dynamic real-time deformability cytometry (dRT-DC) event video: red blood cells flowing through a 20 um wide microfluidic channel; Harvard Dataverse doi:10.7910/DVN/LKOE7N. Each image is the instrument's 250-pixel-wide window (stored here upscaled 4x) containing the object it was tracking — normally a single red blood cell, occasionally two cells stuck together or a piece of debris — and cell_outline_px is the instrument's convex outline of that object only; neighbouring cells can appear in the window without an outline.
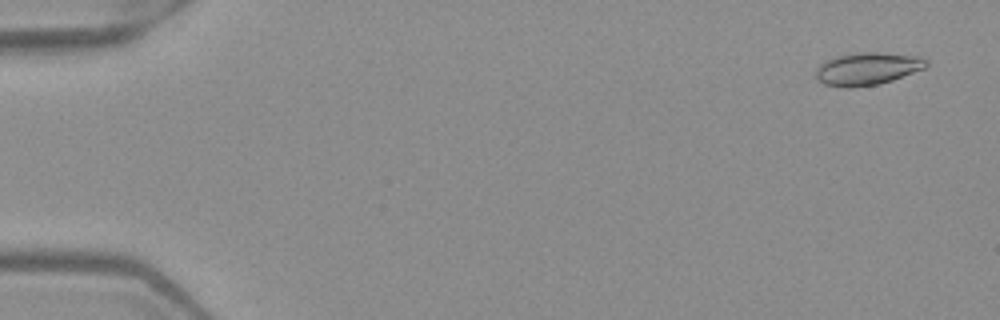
{"species": "Egyptian fruit bat (a non-hibernating species)", "species_latin": "Rousettus aegyptiacus", "temperature_condition": "warm", "stored_images_in_passage": 52, "camera_frame_rate_fps": 3000, "um_per_image_px": 0.085, "frame": {"image": 1, "passage_image": 3, "time_ms": 0.667, "image_size_px": [1000, 320], "cell_outline_px": [[928, 64], [924, 68], [892, 80], [880, 84], [852, 88], [844, 88], [824, 84], [816, 80], [816, 68], [824, 60], [836, 56], [860, 52], [880, 52], [920, 56], [928, 60]], "centroid_in_image_um": [73.7, 5.84], "position_along_channel_um": 11.3, "area_um2": 21.21}}
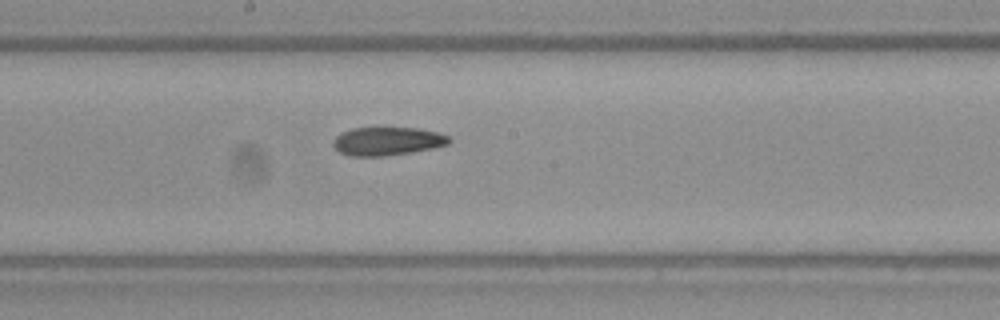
{"frame": {"image": 2, "passage_image": 29, "time_ms": 9.333, "image_size_px": [1000, 320], "cell_outline_px": [[452, 140], [448, 144], [432, 148], [412, 152], [384, 156], [348, 156], [340, 152], [332, 144], [332, 140], [340, 132], [352, 128], [416, 128], [436, 132], [448, 136]], "centroid_in_image_um": [32.88, 12.0], "position_along_channel_um": 215.3, "area_um2": 19.13}}
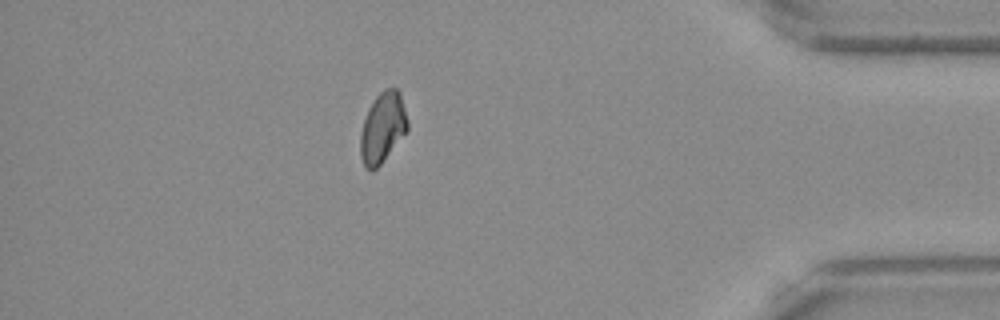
{"frame": {"image": 3, "passage_image": 46, "time_ms": 15.0, "image_size_px": [1000, 320], "cell_outline_px": [[408, 132], [380, 164], [372, 172], [364, 168], [360, 156], [360, 132], [368, 108], [376, 96], [380, 92], [388, 88], [396, 88], [400, 92], [408, 120]], "centroid_in_image_um": [32.52, 10.87], "position_along_channel_um": 402.7, "area_um2": 19.59}, "authors_computed_cell_mechanics": {"area_um2": 19.5942, "velocity_mm_per_s": 3.9933, "shape_relaxation_time_tau1_ms": null, "shape_relaxation_time_tau2_ms": 5.3949, "deformation_change_tau1": null, "deformation_change_tau2": 0.1098}}